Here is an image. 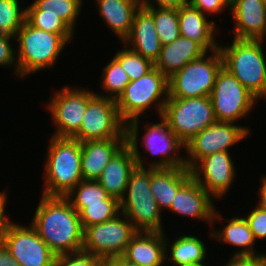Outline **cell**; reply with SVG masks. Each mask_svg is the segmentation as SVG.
Returning <instances> with one entry per match:
<instances>
[{"mask_svg":"<svg viewBox=\"0 0 266 266\" xmlns=\"http://www.w3.org/2000/svg\"><path fill=\"white\" fill-rule=\"evenodd\" d=\"M36 207L30 225L56 256L82 251L84 229L66 197L42 195Z\"/></svg>","mask_w":266,"mask_h":266,"instance_id":"6da1fadb","label":"cell"},{"mask_svg":"<svg viewBox=\"0 0 266 266\" xmlns=\"http://www.w3.org/2000/svg\"><path fill=\"white\" fill-rule=\"evenodd\" d=\"M158 118V123L149 122L147 124L148 122L146 120V124L142 123L145 131L141 140L139 138L140 122H144V120L139 118L126 124V144L131 148L137 161V166L157 169L186 167L185 156L180 155L182 148L185 149V145L169 129L166 120L162 116ZM139 141L142 142L141 145L147 151L148 155H151L150 157L154 156L153 158L156 160H150L149 158L150 162H148L144 160V157H141L142 152L139 150ZM159 156L160 158L158 159Z\"/></svg>","mask_w":266,"mask_h":266,"instance_id":"7a4b0ae2","label":"cell"},{"mask_svg":"<svg viewBox=\"0 0 266 266\" xmlns=\"http://www.w3.org/2000/svg\"><path fill=\"white\" fill-rule=\"evenodd\" d=\"M75 34H53L31 26L26 20L15 36L18 78L55 67L63 49ZM19 44V45H18ZM58 59V60H57Z\"/></svg>","mask_w":266,"mask_h":266,"instance_id":"3957f363","label":"cell"},{"mask_svg":"<svg viewBox=\"0 0 266 266\" xmlns=\"http://www.w3.org/2000/svg\"><path fill=\"white\" fill-rule=\"evenodd\" d=\"M265 40L236 39L219 50L226 68L258 100L266 102Z\"/></svg>","mask_w":266,"mask_h":266,"instance_id":"277c9868","label":"cell"},{"mask_svg":"<svg viewBox=\"0 0 266 266\" xmlns=\"http://www.w3.org/2000/svg\"><path fill=\"white\" fill-rule=\"evenodd\" d=\"M48 142L41 195L65 197L83 180L81 142L54 136H50Z\"/></svg>","mask_w":266,"mask_h":266,"instance_id":"5b68a950","label":"cell"},{"mask_svg":"<svg viewBox=\"0 0 266 266\" xmlns=\"http://www.w3.org/2000/svg\"><path fill=\"white\" fill-rule=\"evenodd\" d=\"M151 168L136 166L128 180L120 210L137 232H165L163 212L151 192Z\"/></svg>","mask_w":266,"mask_h":266,"instance_id":"8992f818","label":"cell"},{"mask_svg":"<svg viewBox=\"0 0 266 266\" xmlns=\"http://www.w3.org/2000/svg\"><path fill=\"white\" fill-rule=\"evenodd\" d=\"M169 98L168 78L153 67L141 78L131 81L116 100L118 113L127 124L148 115L147 110L155 109L162 116L165 103ZM154 107V108H153Z\"/></svg>","mask_w":266,"mask_h":266,"instance_id":"52a82bcc","label":"cell"},{"mask_svg":"<svg viewBox=\"0 0 266 266\" xmlns=\"http://www.w3.org/2000/svg\"><path fill=\"white\" fill-rule=\"evenodd\" d=\"M162 117L169 129L186 145L198 133L217 122L210 97H169Z\"/></svg>","mask_w":266,"mask_h":266,"instance_id":"ba28073f","label":"cell"},{"mask_svg":"<svg viewBox=\"0 0 266 266\" xmlns=\"http://www.w3.org/2000/svg\"><path fill=\"white\" fill-rule=\"evenodd\" d=\"M222 67L223 58L219 49L190 61L168 78L169 97H210L216 76Z\"/></svg>","mask_w":266,"mask_h":266,"instance_id":"9c48e42d","label":"cell"},{"mask_svg":"<svg viewBox=\"0 0 266 266\" xmlns=\"http://www.w3.org/2000/svg\"><path fill=\"white\" fill-rule=\"evenodd\" d=\"M213 110L217 122L237 123L240 119L250 120L252 109L258 99L251 94L226 68L218 72L211 92Z\"/></svg>","mask_w":266,"mask_h":266,"instance_id":"30bf717a","label":"cell"},{"mask_svg":"<svg viewBox=\"0 0 266 266\" xmlns=\"http://www.w3.org/2000/svg\"><path fill=\"white\" fill-rule=\"evenodd\" d=\"M96 93L92 89L78 86H63L49 96L45 107L50 112L53 135L58 138H72L81 126L82 118L90 99Z\"/></svg>","mask_w":266,"mask_h":266,"instance_id":"8fae6325","label":"cell"},{"mask_svg":"<svg viewBox=\"0 0 266 266\" xmlns=\"http://www.w3.org/2000/svg\"><path fill=\"white\" fill-rule=\"evenodd\" d=\"M72 138L81 143L126 138V124L119 116L116 100L95 94L87 104L79 131Z\"/></svg>","mask_w":266,"mask_h":266,"instance_id":"7c38bea8","label":"cell"},{"mask_svg":"<svg viewBox=\"0 0 266 266\" xmlns=\"http://www.w3.org/2000/svg\"><path fill=\"white\" fill-rule=\"evenodd\" d=\"M137 233L127 217L115 218L84 228L82 251L102 257H122L132 237Z\"/></svg>","mask_w":266,"mask_h":266,"instance_id":"4fadbf2b","label":"cell"},{"mask_svg":"<svg viewBox=\"0 0 266 266\" xmlns=\"http://www.w3.org/2000/svg\"><path fill=\"white\" fill-rule=\"evenodd\" d=\"M251 128L232 122H215L198 133L185 145L186 167L190 170L200 159L229 149L245 141Z\"/></svg>","mask_w":266,"mask_h":266,"instance_id":"5bb4252c","label":"cell"},{"mask_svg":"<svg viewBox=\"0 0 266 266\" xmlns=\"http://www.w3.org/2000/svg\"><path fill=\"white\" fill-rule=\"evenodd\" d=\"M28 225L12 221L1 243L20 266H54L56 255Z\"/></svg>","mask_w":266,"mask_h":266,"instance_id":"9a60e30c","label":"cell"},{"mask_svg":"<svg viewBox=\"0 0 266 266\" xmlns=\"http://www.w3.org/2000/svg\"><path fill=\"white\" fill-rule=\"evenodd\" d=\"M230 152H217L200 159L190 170L192 177L216 200L226 196L237 171Z\"/></svg>","mask_w":266,"mask_h":266,"instance_id":"2e32d148","label":"cell"},{"mask_svg":"<svg viewBox=\"0 0 266 266\" xmlns=\"http://www.w3.org/2000/svg\"><path fill=\"white\" fill-rule=\"evenodd\" d=\"M214 198L191 177L176 193L168 212L175 215L198 219L213 227Z\"/></svg>","mask_w":266,"mask_h":266,"instance_id":"e0dca14e","label":"cell"},{"mask_svg":"<svg viewBox=\"0 0 266 266\" xmlns=\"http://www.w3.org/2000/svg\"><path fill=\"white\" fill-rule=\"evenodd\" d=\"M233 19L231 37L266 40V8L263 0H230Z\"/></svg>","mask_w":266,"mask_h":266,"instance_id":"ac0fdd59","label":"cell"},{"mask_svg":"<svg viewBox=\"0 0 266 266\" xmlns=\"http://www.w3.org/2000/svg\"><path fill=\"white\" fill-rule=\"evenodd\" d=\"M224 216L221 215V212L218 208L215 209L213 213V227L210 228V240H216L220 244L221 242L224 244H229L231 246L237 247L236 252L234 251L233 255H258L263 254L264 252H259L255 245L257 244L251 229L249 228V225L243 215L240 217L234 216L230 218H223ZM227 220V224L221 226L220 230L215 229L214 225H216L215 221L220 220V223H222L223 220ZM255 248V249H254Z\"/></svg>","mask_w":266,"mask_h":266,"instance_id":"d6986e66","label":"cell"},{"mask_svg":"<svg viewBox=\"0 0 266 266\" xmlns=\"http://www.w3.org/2000/svg\"><path fill=\"white\" fill-rule=\"evenodd\" d=\"M129 49L150 60H158L162 48L153 15L142 5L136 11L129 36L122 42Z\"/></svg>","mask_w":266,"mask_h":266,"instance_id":"ffe728a7","label":"cell"},{"mask_svg":"<svg viewBox=\"0 0 266 266\" xmlns=\"http://www.w3.org/2000/svg\"><path fill=\"white\" fill-rule=\"evenodd\" d=\"M178 20L180 36L196 41L207 52L219 49V40H216L219 31L215 20L210 21L206 15L189 3L178 9Z\"/></svg>","mask_w":266,"mask_h":266,"instance_id":"44dd1931","label":"cell"},{"mask_svg":"<svg viewBox=\"0 0 266 266\" xmlns=\"http://www.w3.org/2000/svg\"><path fill=\"white\" fill-rule=\"evenodd\" d=\"M122 258L139 266H166L165 232H137Z\"/></svg>","mask_w":266,"mask_h":266,"instance_id":"7402d4cb","label":"cell"},{"mask_svg":"<svg viewBox=\"0 0 266 266\" xmlns=\"http://www.w3.org/2000/svg\"><path fill=\"white\" fill-rule=\"evenodd\" d=\"M137 161L131 148L125 144L109 161L97 179L110 197L121 201L126 193L128 180Z\"/></svg>","mask_w":266,"mask_h":266,"instance_id":"603a6c76","label":"cell"},{"mask_svg":"<svg viewBox=\"0 0 266 266\" xmlns=\"http://www.w3.org/2000/svg\"><path fill=\"white\" fill-rule=\"evenodd\" d=\"M126 144V138L88 140L81 143L83 180H97L111 158Z\"/></svg>","mask_w":266,"mask_h":266,"instance_id":"cb8c5ba5","label":"cell"},{"mask_svg":"<svg viewBox=\"0 0 266 266\" xmlns=\"http://www.w3.org/2000/svg\"><path fill=\"white\" fill-rule=\"evenodd\" d=\"M99 16L106 27L122 43L130 34L134 15L141 0H94Z\"/></svg>","mask_w":266,"mask_h":266,"instance_id":"d4e9b609","label":"cell"},{"mask_svg":"<svg viewBox=\"0 0 266 266\" xmlns=\"http://www.w3.org/2000/svg\"><path fill=\"white\" fill-rule=\"evenodd\" d=\"M205 53L207 51L196 41L179 36L172 43L162 45L154 67L170 78L190 61L199 59Z\"/></svg>","mask_w":266,"mask_h":266,"instance_id":"484cf974","label":"cell"},{"mask_svg":"<svg viewBox=\"0 0 266 266\" xmlns=\"http://www.w3.org/2000/svg\"><path fill=\"white\" fill-rule=\"evenodd\" d=\"M191 177L187 167L151 168V192L162 212L170 208L178 190Z\"/></svg>","mask_w":266,"mask_h":266,"instance_id":"4316f807","label":"cell"},{"mask_svg":"<svg viewBox=\"0 0 266 266\" xmlns=\"http://www.w3.org/2000/svg\"><path fill=\"white\" fill-rule=\"evenodd\" d=\"M173 241V243L168 241L165 232V262L167 264L169 263L171 266L192 265L204 263L205 259H208V248L200 237L180 234Z\"/></svg>","mask_w":266,"mask_h":266,"instance_id":"83f0119b","label":"cell"},{"mask_svg":"<svg viewBox=\"0 0 266 266\" xmlns=\"http://www.w3.org/2000/svg\"><path fill=\"white\" fill-rule=\"evenodd\" d=\"M85 0H32L26 11H42V15H57L73 31Z\"/></svg>","mask_w":266,"mask_h":266,"instance_id":"f1b7e54d","label":"cell"},{"mask_svg":"<svg viewBox=\"0 0 266 266\" xmlns=\"http://www.w3.org/2000/svg\"><path fill=\"white\" fill-rule=\"evenodd\" d=\"M130 78L123 70L121 64L112 57L111 60L104 67L101 75L100 88L105 94L97 91V95L117 100L124 92L125 87L130 83ZM107 93V94H106Z\"/></svg>","mask_w":266,"mask_h":266,"instance_id":"f546056e","label":"cell"},{"mask_svg":"<svg viewBox=\"0 0 266 266\" xmlns=\"http://www.w3.org/2000/svg\"><path fill=\"white\" fill-rule=\"evenodd\" d=\"M65 197L79 213L87 204L101 203L109 195L97 180H82Z\"/></svg>","mask_w":266,"mask_h":266,"instance_id":"4dcf8cb0","label":"cell"},{"mask_svg":"<svg viewBox=\"0 0 266 266\" xmlns=\"http://www.w3.org/2000/svg\"><path fill=\"white\" fill-rule=\"evenodd\" d=\"M152 15L155 30L162 45L172 43L180 36L178 9L146 8Z\"/></svg>","mask_w":266,"mask_h":266,"instance_id":"1f68e13d","label":"cell"},{"mask_svg":"<svg viewBox=\"0 0 266 266\" xmlns=\"http://www.w3.org/2000/svg\"><path fill=\"white\" fill-rule=\"evenodd\" d=\"M120 213V201L109 196L106 200L101 201V203L87 204L79 212V217L84 229L111 220Z\"/></svg>","mask_w":266,"mask_h":266,"instance_id":"d6a6232c","label":"cell"},{"mask_svg":"<svg viewBox=\"0 0 266 266\" xmlns=\"http://www.w3.org/2000/svg\"><path fill=\"white\" fill-rule=\"evenodd\" d=\"M21 0H0V33L12 37L25 22L26 8Z\"/></svg>","mask_w":266,"mask_h":266,"instance_id":"836d02e7","label":"cell"},{"mask_svg":"<svg viewBox=\"0 0 266 266\" xmlns=\"http://www.w3.org/2000/svg\"><path fill=\"white\" fill-rule=\"evenodd\" d=\"M122 45V48L118 49L113 57L121 64L130 81L141 78L154 67L150 60L129 49L123 43Z\"/></svg>","mask_w":266,"mask_h":266,"instance_id":"e575fe53","label":"cell"},{"mask_svg":"<svg viewBox=\"0 0 266 266\" xmlns=\"http://www.w3.org/2000/svg\"><path fill=\"white\" fill-rule=\"evenodd\" d=\"M25 20L31 26L53 34H74L76 32L57 15H42V11H26Z\"/></svg>","mask_w":266,"mask_h":266,"instance_id":"d590c367","label":"cell"},{"mask_svg":"<svg viewBox=\"0 0 266 266\" xmlns=\"http://www.w3.org/2000/svg\"><path fill=\"white\" fill-rule=\"evenodd\" d=\"M100 257L84 251L57 255L54 266H99Z\"/></svg>","mask_w":266,"mask_h":266,"instance_id":"8d00e7d4","label":"cell"},{"mask_svg":"<svg viewBox=\"0 0 266 266\" xmlns=\"http://www.w3.org/2000/svg\"><path fill=\"white\" fill-rule=\"evenodd\" d=\"M13 39L15 40V37L0 33V68H11L17 77L16 47L13 48L14 42H11Z\"/></svg>","mask_w":266,"mask_h":266,"instance_id":"74e56055","label":"cell"},{"mask_svg":"<svg viewBox=\"0 0 266 266\" xmlns=\"http://www.w3.org/2000/svg\"><path fill=\"white\" fill-rule=\"evenodd\" d=\"M243 217L247 221L255 241L266 240V210L256 205L254 208L252 207V210L246 216L243 215Z\"/></svg>","mask_w":266,"mask_h":266,"instance_id":"f35d334b","label":"cell"},{"mask_svg":"<svg viewBox=\"0 0 266 266\" xmlns=\"http://www.w3.org/2000/svg\"><path fill=\"white\" fill-rule=\"evenodd\" d=\"M188 3L206 16L220 14L226 8L230 10V0H188Z\"/></svg>","mask_w":266,"mask_h":266,"instance_id":"ab89813d","label":"cell"},{"mask_svg":"<svg viewBox=\"0 0 266 266\" xmlns=\"http://www.w3.org/2000/svg\"><path fill=\"white\" fill-rule=\"evenodd\" d=\"M224 266H264L263 254L258 255H232Z\"/></svg>","mask_w":266,"mask_h":266,"instance_id":"60d3db41","label":"cell"},{"mask_svg":"<svg viewBox=\"0 0 266 266\" xmlns=\"http://www.w3.org/2000/svg\"><path fill=\"white\" fill-rule=\"evenodd\" d=\"M7 192L9 191L5 190L0 192V243L2 242L8 225L12 222L10 217L6 215V206L9 200Z\"/></svg>","mask_w":266,"mask_h":266,"instance_id":"b9f144b4","label":"cell"},{"mask_svg":"<svg viewBox=\"0 0 266 266\" xmlns=\"http://www.w3.org/2000/svg\"><path fill=\"white\" fill-rule=\"evenodd\" d=\"M188 0H141V5L145 8H172L179 9Z\"/></svg>","mask_w":266,"mask_h":266,"instance_id":"7bdbcfd3","label":"cell"},{"mask_svg":"<svg viewBox=\"0 0 266 266\" xmlns=\"http://www.w3.org/2000/svg\"><path fill=\"white\" fill-rule=\"evenodd\" d=\"M0 266H20L2 243H0Z\"/></svg>","mask_w":266,"mask_h":266,"instance_id":"ee69618b","label":"cell"},{"mask_svg":"<svg viewBox=\"0 0 266 266\" xmlns=\"http://www.w3.org/2000/svg\"><path fill=\"white\" fill-rule=\"evenodd\" d=\"M262 179L261 183H259L260 187L258 188V203H256L257 206H259L261 209L266 210V175L263 174V176H261Z\"/></svg>","mask_w":266,"mask_h":266,"instance_id":"f6af8a7d","label":"cell"},{"mask_svg":"<svg viewBox=\"0 0 266 266\" xmlns=\"http://www.w3.org/2000/svg\"><path fill=\"white\" fill-rule=\"evenodd\" d=\"M99 266H122V257H102Z\"/></svg>","mask_w":266,"mask_h":266,"instance_id":"bcb514c9","label":"cell"},{"mask_svg":"<svg viewBox=\"0 0 266 266\" xmlns=\"http://www.w3.org/2000/svg\"><path fill=\"white\" fill-rule=\"evenodd\" d=\"M122 266H139V265H135V264L129 263V262L125 261V260L122 258Z\"/></svg>","mask_w":266,"mask_h":266,"instance_id":"7dc6e473","label":"cell"},{"mask_svg":"<svg viewBox=\"0 0 266 266\" xmlns=\"http://www.w3.org/2000/svg\"><path fill=\"white\" fill-rule=\"evenodd\" d=\"M182 266H207V265H206V262H204V263H196L192 265H182Z\"/></svg>","mask_w":266,"mask_h":266,"instance_id":"c3c4849f","label":"cell"},{"mask_svg":"<svg viewBox=\"0 0 266 266\" xmlns=\"http://www.w3.org/2000/svg\"><path fill=\"white\" fill-rule=\"evenodd\" d=\"M263 261H264V266H266V252L263 253Z\"/></svg>","mask_w":266,"mask_h":266,"instance_id":"681fc988","label":"cell"},{"mask_svg":"<svg viewBox=\"0 0 266 266\" xmlns=\"http://www.w3.org/2000/svg\"><path fill=\"white\" fill-rule=\"evenodd\" d=\"M263 3H264V6H265V8H266V0H263Z\"/></svg>","mask_w":266,"mask_h":266,"instance_id":"f907efd6","label":"cell"}]
</instances>
